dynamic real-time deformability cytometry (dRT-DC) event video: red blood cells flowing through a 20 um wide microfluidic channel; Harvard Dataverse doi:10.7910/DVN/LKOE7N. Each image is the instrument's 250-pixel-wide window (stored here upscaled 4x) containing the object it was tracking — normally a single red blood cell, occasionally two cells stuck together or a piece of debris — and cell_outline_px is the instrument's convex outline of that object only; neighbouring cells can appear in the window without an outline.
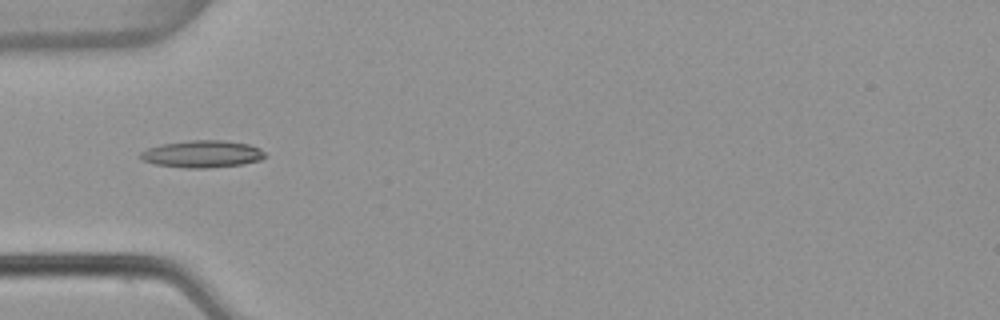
{"species": "common noctule bat (a hibernating species)", "species_latin": "Nyctalus noctula", "temperature_condition": "warm", "stored_images_in_passage": 7, "camera_frame_rate_fps": 3000, "um_per_image_px": 0.085, "animal": {"sex": "female", "body_mass_g": 22.7, "forearm_length_mm": 54.2}, "frame": {"image": 1, "passage_image": 5, "time_ms": 1.333, "image_size_px": [1000, 320], "cell_outline_px": [[264, 156], [260, 160], [244, 164], [208, 168], [188, 168], [156, 164], [140, 160], [140, 152], [148, 148], [160, 144], [188, 140], [220, 140], [248, 144], [260, 148], [264, 152]], "centroid_in_image_um": [17.16, 13.09], "position_along_channel_um": 67.8, "area_um2": 19.71}}
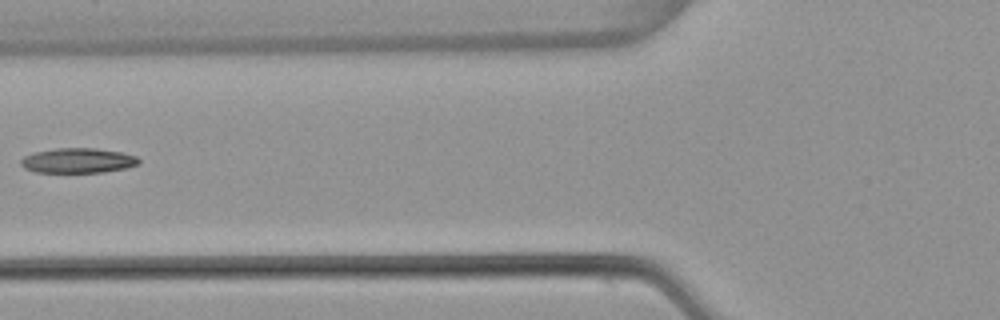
{"frame": {"image": 2, "passage_image": 6, "time_ms": 1.667, "image_size_px": [1000, 320], "cell_outline_px": [[140, 164], [124, 168], [104, 172], [36, 172], [24, 168], [20, 164], [20, 160], [24, 156], [32, 152], [56, 148], [96, 148], [120, 152], [136, 156], [140, 160]], "centroid_in_image_um": [6.6, 13.64], "position_along_channel_um": 119.2, "area_um2": 17.17}}
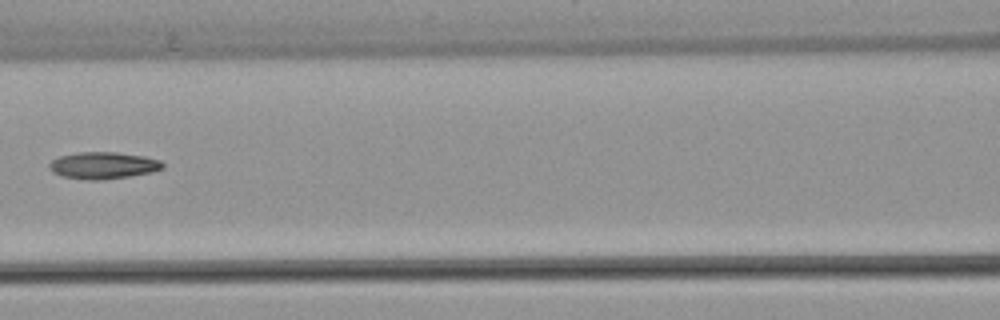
{"frame": {"image": 3, "passage_image": 7, "time_ms": 2.0, "image_size_px": [1000, 320], "cell_outline_px": [[164, 168], [152, 172], [104, 180], [88, 180], [64, 176], [52, 172], [48, 168], [48, 164], [52, 160], [60, 156], [80, 152], [116, 152], [144, 156], [160, 160], [164, 164]], "centroid_in_image_um": [8.78, 14.06], "position_along_channel_um": 157.8, "area_um2": 17.74}}